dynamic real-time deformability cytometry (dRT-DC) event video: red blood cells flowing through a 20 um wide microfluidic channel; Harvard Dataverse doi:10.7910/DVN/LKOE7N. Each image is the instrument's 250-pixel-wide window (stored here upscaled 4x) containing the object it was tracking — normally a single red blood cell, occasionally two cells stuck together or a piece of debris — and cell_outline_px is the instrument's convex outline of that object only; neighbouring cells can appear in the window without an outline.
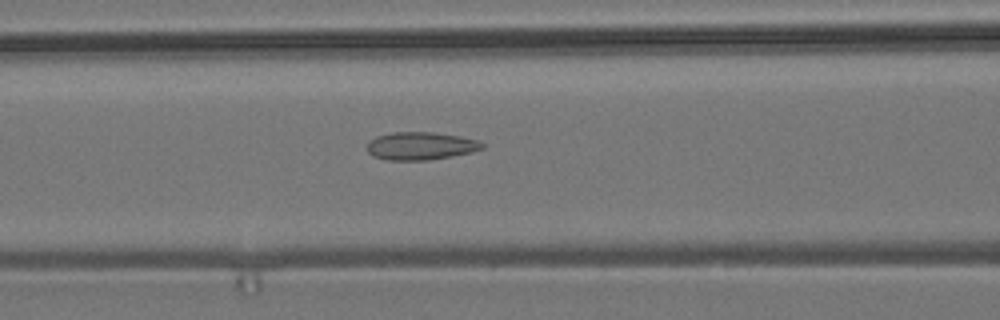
{"species": "common noctule bat (a hibernating species)", "species_latin": "Nyctalus noctula", "temperature_condition": "room temperature", "stored_images_in_passage": 36, "camera_frame_rate_fps": 3000, "um_per_image_px": 0.085, "animal": {"sex": "male", "body_mass_g": 19.2, "forearm_length_mm": 51.8}, "frame": {"image": 1, "passage_image": 14, "time_ms": 4.333, "image_size_px": [1000, 320], "cell_outline_px": [[484, 148], [472, 152], [452, 156], [428, 160], [388, 160], [372, 156], [368, 152], [368, 140], [376, 136], [392, 132], [432, 132], [460, 136], [476, 140], [484, 144]], "centroid_in_image_um": [35.73, 12.4], "position_along_channel_um": 130.9, "area_um2": 18.73}}
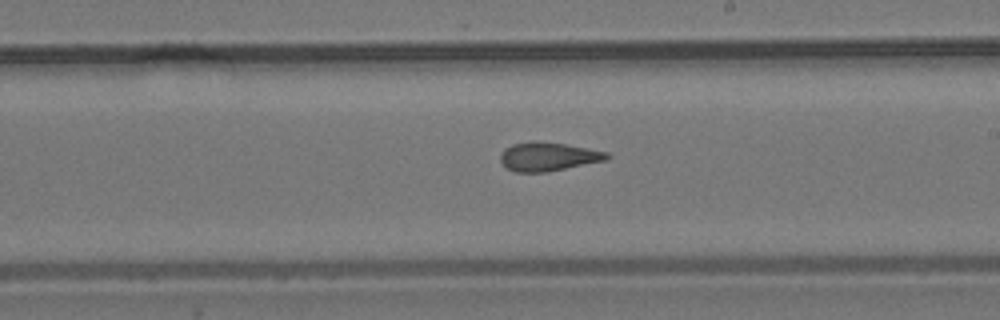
{"frame": {"image": 2, "passage_image": 23, "time_ms": 7.333, "image_size_px": [1000, 320], "cell_outline_px": [[612, 156], [608, 160], [544, 172], [516, 172], [508, 168], [500, 160], [500, 152], [504, 148], [512, 144], [532, 140], [536, 140], [564, 144], [588, 148], [608, 152]], "centroid_in_image_um": [46.6, 13.29], "position_along_channel_um": 242.4, "area_um2": 17.92}}
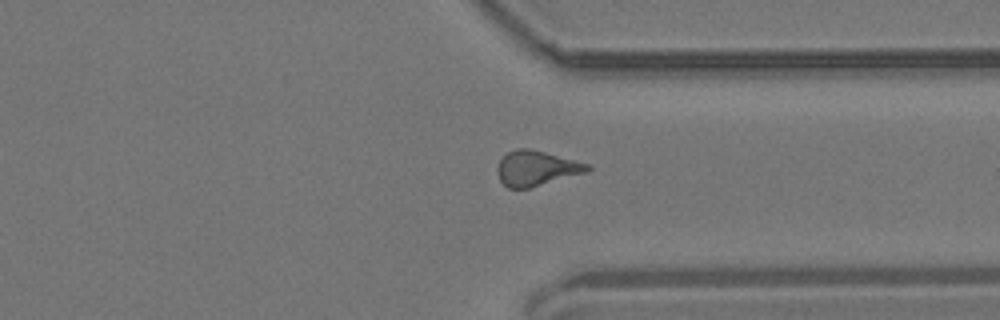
{"frame": {"image": 3, "passage_image": 33, "time_ms": 10.667, "image_size_px": [1000, 320], "cell_outline_px": [[592, 168], [588, 172], [528, 188], [508, 188], [500, 180], [496, 172], [496, 168], [500, 160], [508, 152], [516, 148], [528, 148], [592, 164]], "centroid_in_image_um": [45.61, 14.3], "position_along_channel_um": 365.8, "area_um2": 18.44}}